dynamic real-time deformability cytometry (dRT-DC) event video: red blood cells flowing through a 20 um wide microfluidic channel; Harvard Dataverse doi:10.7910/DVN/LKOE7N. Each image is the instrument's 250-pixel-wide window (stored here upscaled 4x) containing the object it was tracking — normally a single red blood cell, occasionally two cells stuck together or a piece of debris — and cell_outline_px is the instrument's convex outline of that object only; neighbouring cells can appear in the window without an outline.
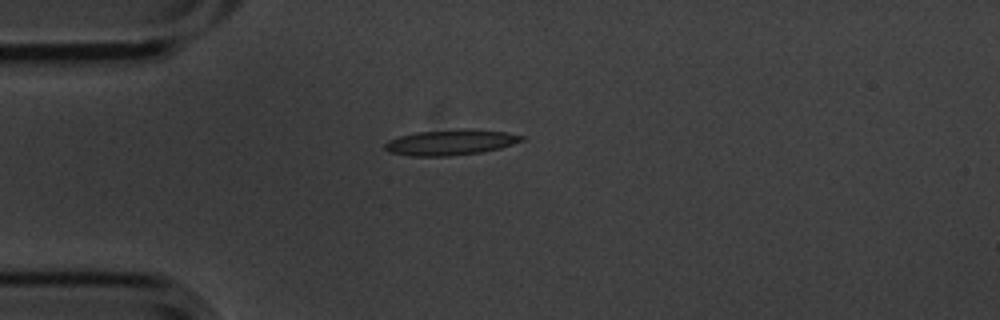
{"species": "common noctule bat (a hibernating species)", "species_latin": "Nyctalus noctula", "temperature_condition": "cold", "stored_images_in_passage": 1, "camera_frame_rate_fps": 3000, "um_per_image_px": 0.085, "animal": {"sex": "male", "body_mass_g": 20.1, "forearm_length_mm": 53.5}, "frame": {"image": 1, "passage_image": 1, "time_ms": 0.0, "image_size_px": [1000, 320], "cell_outline_px": [[524, 140], [500, 148], [480, 152], [448, 156], [408, 156], [388, 152], [384, 148], [384, 144], [388, 140], [400, 136], [416, 132], [460, 128], [464, 128], [508, 132], [524, 136]], "centroid_in_image_um": [38.28, 12.09], "position_along_channel_um": 46.7, "area_um2": 20.52}}